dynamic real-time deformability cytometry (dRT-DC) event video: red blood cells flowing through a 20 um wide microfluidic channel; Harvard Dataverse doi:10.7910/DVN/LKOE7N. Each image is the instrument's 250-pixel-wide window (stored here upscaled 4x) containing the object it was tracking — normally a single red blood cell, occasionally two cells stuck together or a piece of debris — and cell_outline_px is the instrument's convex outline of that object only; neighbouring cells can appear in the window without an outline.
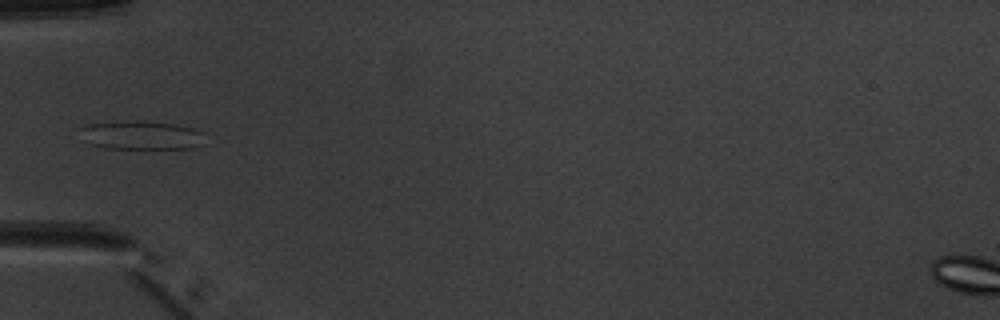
{"species": "common noctule bat (a hibernating species)", "species_latin": "Nyctalus noctula", "temperature_condition": "warm", "stored_images_in_passage": 5, "camera_frame_rate_fps": 3000, "um_per_image_px": 0.085, "animal": {"sex": "male", "body_mass_g": 20.1, "forearm_length_mm": 53.5}, "frame": {"image": 1, "passage_image": 4, "time_ms": 4.667, "image_size_px": [1000, 320], "cell_outline_px": [[204, 132], [200, 144], [192, 148], [104, 148], [88, 144], [76, 128], [88, 124], [124, 120], [136, 120], [172, 124], [192, 128]], "centroid_in_image_um": [11.9, 11.48], "position_along_channel_um": 73.1, "area_um2": 20.92}}
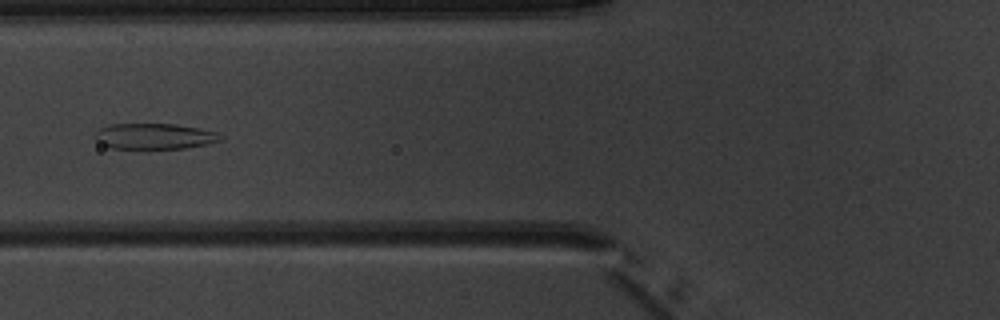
{"frame": {"image": 2, "passage_image": 5, "time_ms": 5.667, "image_size_px": [1000, 320], "cell_outline_px": [[224, 140], [208, 144], [184, 148], [112, 148], [96, 140], [92, 136], [100, 128], [108, 124], [176, 124], [216, 132], [224, 136]], "centroid_in_image_um": [13.15, 11.58], "position_along_channel_um": 112.7, "area_um2": 18.79}}